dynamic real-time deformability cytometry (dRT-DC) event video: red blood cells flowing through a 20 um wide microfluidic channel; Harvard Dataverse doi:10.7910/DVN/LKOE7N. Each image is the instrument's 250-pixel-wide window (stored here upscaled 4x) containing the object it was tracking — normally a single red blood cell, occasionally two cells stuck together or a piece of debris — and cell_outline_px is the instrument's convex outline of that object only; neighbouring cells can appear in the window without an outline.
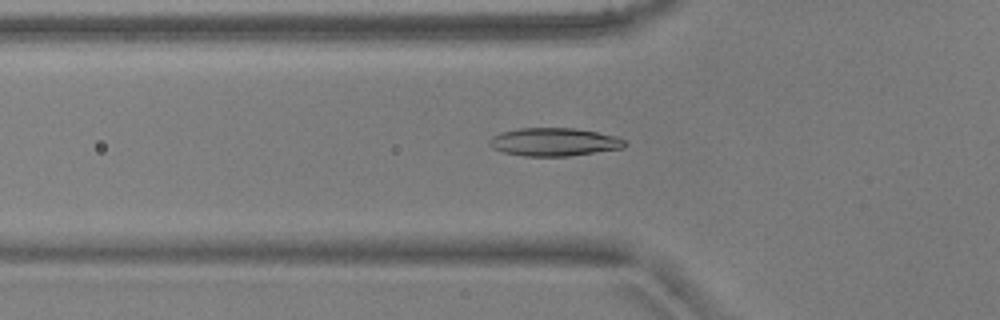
{"species": "common noctule bat (a hibernating species)", "species_latin": "Nyctalus noctula", "temperature_condition": "warm", "stored_images_in_passage": 52, "camera_frame_rate_fps": 3000, "um_per_image_px": 0.085, "animal": {"sex": "male", "body_mass_g": 17.9, "forearm_length_mm": 54.2}, "frame": {"image": 1, "passage_image": 18, "time_ms": 5.667, "image_size_px": [1000, 320], "cell_outline_px": [[628, 144], [624, 148], [568, 156], [524, 156], [504, 152], [492, 148], [488, 144], [488, 140], [492, 136], [500, 132], [520, 128], [576, 128], [616, 136], [624, 140]], "centroid_in_image_um": [47.08, 12.06], "position_along_channel_um": 78.7, "area_um2": 22.25}}
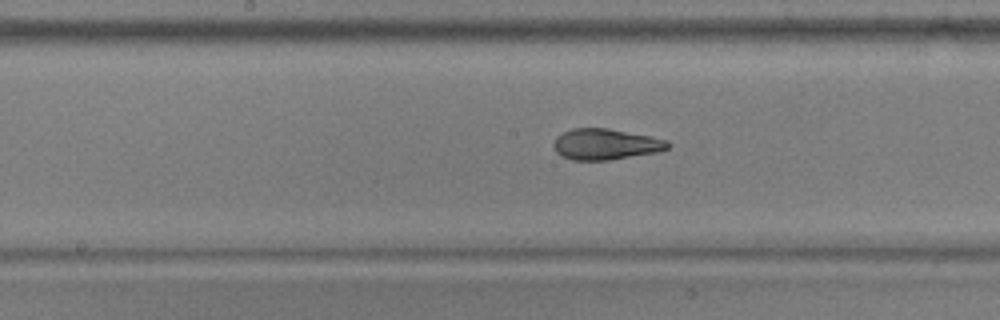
{"frame": {"image": 2, "passage_image": 27, "time_ms": 8.667, "image_size_px": [1000, 320], "cell_outline_px": [[672, 144], [668, 148], [656, 152], [608, 160], [572, 160], [556, 152], [552, 144], [556, 136], [572, 128], [608, 128], [668, 140]], "centroid_in_image_um": [51.46, 12.25], "position_along_channel_um": 196.7, "area_um2": 20.46}}
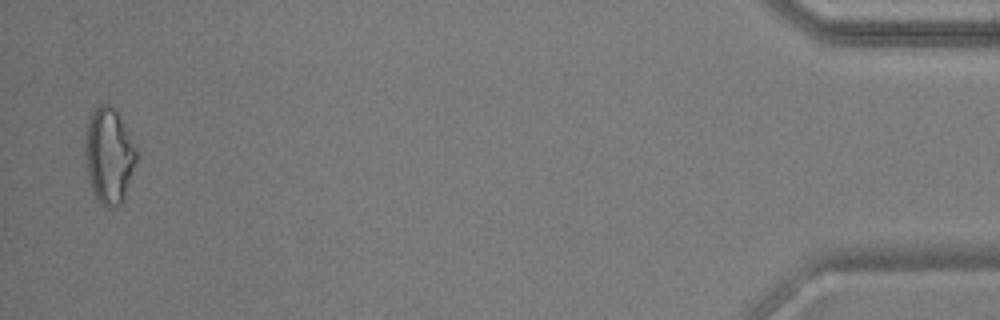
{"frame": {"image": 3, "passage_image": 51, "time_ms": 16.667, "image_size_px": [1000, 320], "cell_outline_px": [[140, 156], [124, 196], [120, 204], [104, 204], [96, 200], [92, 192], [88, 176], [84, 152], [84, 136], [88, 120], [92, 112], [100, 104], [108, 104], [116, 108], [140, 152]], "centroid_in_image_um": [9.28, 13.16], "position_along_channel_um": 425.9, "area_um2": 29.13}, "authors_computed_cell_mechanics": {"area_um2": 21.386, "velocity_mm_per_s": 3.8933, "shape_relaxation_time_tau1_ms": 8.7728, "shape_relaxation_time_tau2_ms": 1.5352, "deformation_change_tau1": 0.2459, "deformation_change_tau2": 0.0755}}